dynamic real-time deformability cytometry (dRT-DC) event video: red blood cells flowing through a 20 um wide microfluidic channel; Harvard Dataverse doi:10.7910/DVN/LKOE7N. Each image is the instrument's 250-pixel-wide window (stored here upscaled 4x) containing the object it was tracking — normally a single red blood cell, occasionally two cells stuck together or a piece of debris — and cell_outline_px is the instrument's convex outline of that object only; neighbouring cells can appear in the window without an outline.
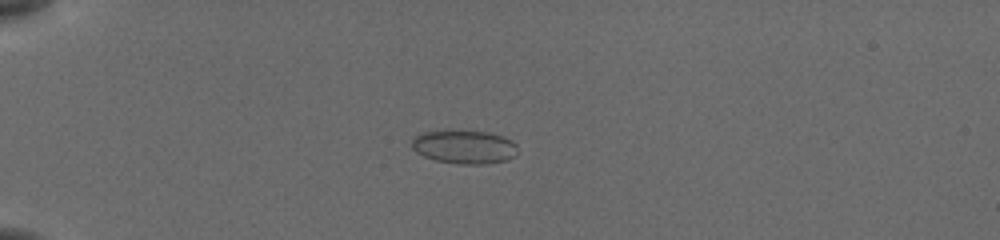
{"species": "common noctule bat (a hibernating species)", "species_latin": "Nyctalus noctula", "temperature_condition": "cold", "stored_images_in_passage": 54, "camera_frame_rate_fps": 3000, "um_per_image_px": 0.085, "animal": {"sex": "female", "body_mass_g": 19.5, "forearm_length_mm": 54.1}, "frame": {"image": 1, "passage_image": 15, "time_ms": 4.667, "image_size_px": [1000, 240], "cell_outline_px": [[516, 156], [508, 160], [484, 164], [460, 164], [436, 160], [424, 156], [416, 152], [412, 148], [412, 136], [424, 132], [444, 128], [448, 128], [488, 132], [504, 136], [512, 140], [516, 144]], "centroid_in_image_um": [39.44, 12.44], "position_along_channel_um": 45.6, "area_um2": 21.44}}
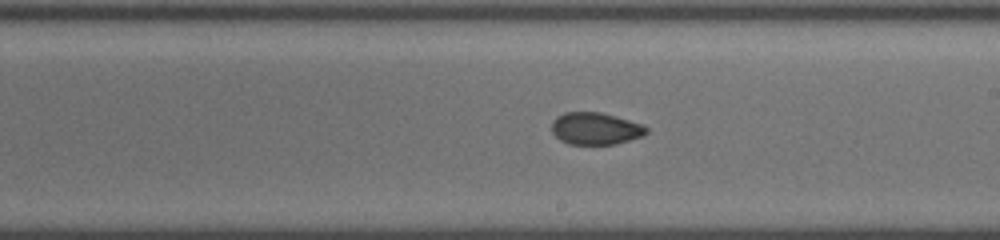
{"frame": {"image": 2, "passage_image": 33, "time_ms": 10.667, "image_size_px": [1000, 240], "cell_outline_px": [[648, 132], [644, 136], [616, 144], [568, 144], [560, 140], [552, 132], [552, 120], [556, 116], [564, 112], [600, 112], [628, 120], [640, 124], [648, 128]], "centroid_in_image_um": [50.6, 10.93], "position_along_channel_um": 238.4, "area_um2": 17.74}}
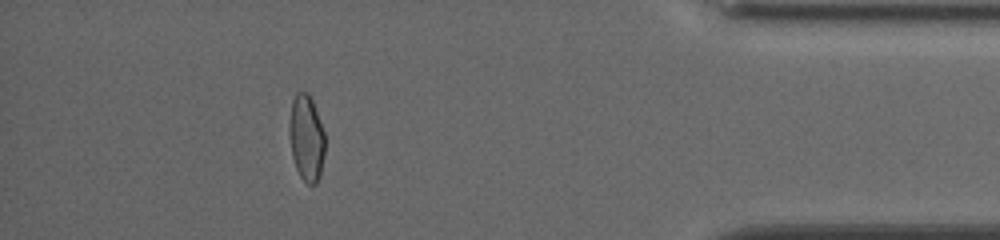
{"frame": {"image": 3, "passage_image": 49, "time_ms": 16.0, "image_size_px": [1000, 240], "cell_outline_px": [[324, 156], [320, 176], [316, 184], [312, 188], [300, 176], [296, 168], [292, 156], [288, 132], [288, 124], [292, 100], [296, 92], [308, 92], [312, 100], [324, 132]], "centroid_in_image_um": [26.03, 11.75], "position_along_channel_um": 409.2, "area_um2": 18.15}, "authors_computed_cell_mechanics": {"area_um2": 18.6983, "velocity_mm_per_s": 3.887, "shape_relaxation_time_tau1_ms": null, "shape_relaxation_time_tau2_ms": 1.5592, "deformation_change_tau1": null, "deformation_change_tau2": 0.0538}}